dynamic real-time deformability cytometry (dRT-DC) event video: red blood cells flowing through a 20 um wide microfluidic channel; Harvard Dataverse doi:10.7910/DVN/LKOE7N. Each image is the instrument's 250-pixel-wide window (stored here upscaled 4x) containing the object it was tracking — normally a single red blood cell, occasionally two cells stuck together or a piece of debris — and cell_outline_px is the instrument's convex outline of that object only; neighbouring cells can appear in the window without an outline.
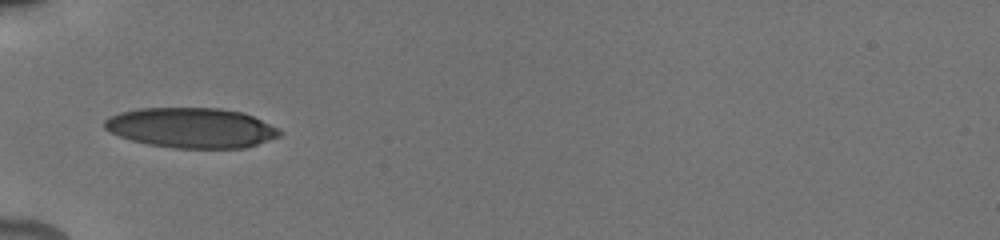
{"species": "human", "species_latin": "Homo sapiens", "temperature_condition": "cold", "stored_images_in_passage": 51, "camera_frame_rate_fps": 3000, "um_per_image_px": 0.085, "donor": {"sex": "male"}, "frame": {"image": 1, "passage_image": 1, "time_ms": 0.0, "image_size_px": [1000, 240], "cell_outline_px": [[284, 132], [280, 136], [244, 148], [176, 148], [148, 144], [132, 140], [108, 132], [104, 128], [104, 120], [108, 116], [120, 112], [140, 108], [220, 108], [240, 112], [252, 116]], "centroid_in_image_um": [16.22, 10.86], "position_along_channel_um": 68.8, "area_um2": 40.75}}
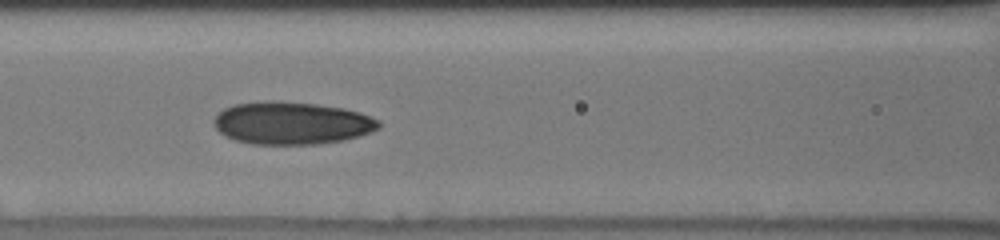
{"frame": {"image": 2, "passage_image": 10, "time_ms": 2.0, "image_size_px": [1000, 240], "cell_outline_px": [[380, 128], [372, 132], [360, 136], [320, 144], [252, 144], [236, 140], [220, 132], [216, 128], [212, 120], [224, 108], [232, 104], [264, 100], [276, 100], [316, 104], [344, 108], [360, 112], [380, 120]], "centroid_in_image_um": [24.81, 10.45], "position_along_channel_um": 141.8, "area_um2": 41.15}}
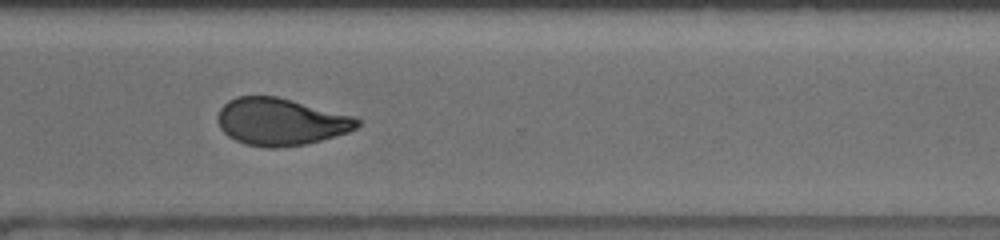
{"frame": {"image": 3, "passage_image": 35, "time_ms": 7.333, "image_size_px": [1000, 240], "cell_outline_px": [[360, 124], [356, 128], [348, 132], [320, 140], [304, 144], [276, 148], [268, 148], [244, 144], [228, 136], [220, 128], [220, 108], [228, 100], [236, 96], [276, 96], [356, 116], [360, 120]], "centroid_in_image_um": [23.89, 10.34], "position_along_channel_um": 346.7, "area_um2": 38.21}, "authors_computed_cell_mechanics": {"area_um2": 39.304, "velocity_mm_per_s": 3.8485, "shape_relaxation_time_tau1_ms": null, "shape_relaxation_time_tau2_ms": 1.991, "deformation_change_tau1": null, "deformation_change_tau2": 0.0664}}